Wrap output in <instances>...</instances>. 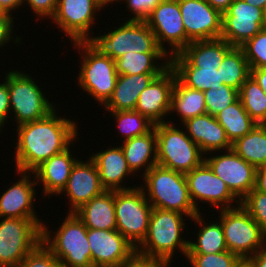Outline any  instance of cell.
Returning <instances> with one entry per match:
<instances>
[{
    "label": "cell",
    "mask_w": 266,
    "mask_h": 267,
    "mask_svg": "<svg viewBox=\"0 0 266 267\" xmlns=\"http://www.w3.org/2000/svg\"><path fill=\"white\" fill-rule=\"evenodd\" d=\"M56 110L45 118L16 126V170L33 172L47 159L66 150L78 139L75 121L57 116Z\"/></svg>",
    "instance_id": "1"
},
{
    "label": "cell",
    "mask_w": 266,
    "mask_h": 267,
    "mask_svg": "<svg viewBox=\"0 0 266 267\" xmlns=\"http://www.w3.org/2000/svg\"><path fill=\"white\" fill-rule=\"evenodd\" d=\"M186 215L170 210L152 208L148 233L143 242L136 248V253L159 260L170 266L174 252L179 250L185 257L188 242L182 238L185 230Z\"/></svg>",
    "instance_id": "2"
},
{
    "label": "cell",
    "mask_w": 266,
    "mask_h": 267,
    "mask_svg": "<svg viewBox=\"0 0 266 267\" xmlns=\"http://www.w3.org/2000/svg\"><path fill=\"white\" fill-rule=\"evenodd\" d=\"M141 177L144 186L139 187L153 208L176 211L190 219L199 213L190 198L185 174L155 165Z\"/></svg>",
    "instance_id": "3"
},
{
    "label": "cell",
    "mask_w": 266,
    "mask_h": 267,
    "mask_svg": "<svg viewBox=\"0 0 266 267\" xmlns=\"http://www.w3.org/2000/svg\"><path fill=\"white\" fill-rule=\"evenodd\" d=\"M63 220L56 232L48 231V227L42 225V243L65 267H94L87 227L75 213H69Z\"/></svg>",
    "instance_id": "4"
},
{
    "label": "cell",
    "mask_w": 266,
    "mask_h": 267,
    "mask_svg": "<svg viewBox=\"0 0 266 267\" xmlns=\"http://www.w3.org/2000/svg\"><path fill=\"white\" fill-rule=\"evenodd\" d=\"M87 42L101 55L113 60L128 52L166 53L158 46L153 31L145 21L126 20L119 28L92 36Z\"/></svg>",
    "instance_id": "5"
},
{
    "label": "cell",
    "mask_w": 266,
    "mask_h": 267,
    "mask_svg": "<svg viewBox=\"0 0 266 267\" xmlns=\"http://www.w3.org/2000/svg\"><path fill=\"white\" fill-rule=\"evenodd\" d=\"M157 165L186 174L204 162L199 146L172 121L155 125Z\"/></svg>",
    "instance_id": "6"
},
{
    "label": "cell",
    "mask_w": 266,
    "mask_h": 267,
    "mask_svg": "<svg viewBox=\"0 0 266 267\" xmlns=\"http://www.w3.org/2000/svg\"><path fill=\"white\" fill-rule=\"evenodd\" d=\"M73 43L75 49L82 52L77 85L103 106L111 97L118 79L115 60L101 55L87 41Z\"/></svg>",
    "instance_id": "7"
},
{
    "label": "cell",
    "mask_w": 266,
    "mask_h": 267,
    "mask_svg": "<svg viewBox=\"0 0 266 267\" xmlns=\"http://www.w3.org/2000/svg\"><path fill=\"white\" fill-rule=\"evenodd\" d=\"M33 79L20 70L7 73L10 112L14 113L17 126L45 118L56 109Z\"/></svg>",
    "instance_id": "8"
},
{
    "label": "cell",
    "mask_w": 266,
    "mask_h": 267,
    "mask_svg": "<svg viewBox=\"0 0 266 267\" xmlns=\"http://www.w3.org/2000/svg\"><path fill=\"white\" fill-rule=\"evenodd\" d=\"M0 267H17L42 240V220L0 218Z\"/></svg>",
    "instance_id": "9"
},
{
    "label": "cell",
    "mask_w": 266,
    "mask_h": 267,
    "mask_svg": "<svg viewBox=\"0 0 266 267\" xmlns=\"http://www.w3.org/2000/svg\"><path fill=\"white\" fill-rule=\"evenodd\" d=\"M152 208L139 186L115 191L116 230L135 248L146 238Z\"/></svg>",
    "instance_id": "10"
},
{
    "label": "cell",
    "mask_w": 266,
    "mask_h": 267,
    "mask_svg": "<svg viewBox=\"0 0 266 267\" xmlns=\"http://www.w3.org/2000/svg\"><path fill=\"white\" fill-rule=\"evenodd\" d=\"M219 213L228 251L240 258H249L266 247V236L259 224L241 205L221 209Z\"/></svg>",
    "instance_id": "11"
},
{
    "label": "cell",
    "mask_w": 266,
    "mask_h": 267,
    "mask_svg": "<svg viewBox=\"0 0 266 267\" xmlns=\"http://www.w3.org/2000/svg\"><path fill=\"white\" fill-rule=\"evenodd\" d=\"M106 6L101 0H57V9L51 19L72 42L87 41L96 24L97 11Z\"/></svg>",
    "instance_id": "12"
},
{
    "label": "cell",
    "mask_w": 266,
    "mask_h": 267,
    "mask_svg": "<svg viewBox=\"0 0 266 267\" xmlns=\"http://www.w3.org/2000/svg\"><path fill=\"white\" fill-rule=\"evenodd\" d=\"M185 176L190 198L199 213V201L210 203L217 210L231 209L241 205V201L230 191L226 183L216 176L205 162L186 173ZM232 202H237V204L234 205Z\"/></svg>",
    "instance_id": "13"
},
{
    "label": "cell",
    "mask_w": 266,
    "mask_h": 267,
    "mask_svg": "<svg viewBox=\"0 0 266 267\" xmlns=\"http://www.w3.org/2000/svg\"><path fill=\"white\" fill-rule=\"evenodd\" d=\"M145 22L153 31L158 46L170 57L186 47V32L179 0H162ZM166 42L172 50H166Z\"/></svg>",
    "instance_id": "14"
},
{
    "label": "cell",
    "mask_w": 266,
    "mask_h": 267,
    "mask_svg": "<svg viewBox=\"0 0 266 267\" xmlns=\"http://www.w3.org/2000/svg\"><path fill=\"white\" fill-rule=\"evenodd\" d=\"M264 28L262 8L244 0H234L222 13L221 37L233 47H241Z\"/></svg>",
    "instance_id": "15"
},
{
    "label": "cell",
    "mask_w": 266,
    "mask_h": 267,
    "mask_svg": "<svg viewBox=\"0 0 266 267\" xmlns=\"http://www.w3.org/2000/svg\"><path fill=\"white\" fill-rule=\"evenodd\" d=\"M223 153L216 155L212 153L213 156L210 158L205 155L204 162L241 201L255 188L256 168L242 159L233 149Z\"/></svg>",
    "instance_id": "16"
},
{
    "label": "cell",
    "mask_w": 266,
    "mask_h": 267,
    "mask_svg": "<svg viewBox=\"0 0 266 267\" xmlns=\"http://www.w3.org/2000/svg\"><path fill=\"white\" fill-rule=\"evenodd\" d=\"M186 32V47L194 41L221 37L222 13L206 0H179Z\"/></svg>",
    "instance_id": "17"
},
{
    "label": "cell",
    "mask_w": 266,
    "mask_h": 267,
    "mask_svg": "<svg viewBox=\"0 0 266 267\" xmlns=\"http://www.w3.org/2000/svg\"><path fill=\"white\" fill-rule=\"evenodd\" d=\"M87 239L94 267H119L136 252L117 230L87 228Z\"/></svg>",
    "instance_id": "18"
},
{
    "label": "cell",
    "mask_w": 266,
    "mask_h": 267,
    "mask_svg": "<svg viewBox=\"0 0 266 267\" xmlns=\"http://www.w3.org/2000/svg\"><path fill=\"white\" fill-rule=\"evenodd\" d=\"M177 76L169 67L156 77L139 95L135 111L147 117L152 123H165L170 114L171 96Z\"/></svg>",
    "instance_id": "19"
},
{
    "label": "cell",
    "mask_w": 266,
    "mask_h": 267,
    "mask_svg": "<svg viewBox=\"0 0 266 267\" xmlns=\"http://www.w3.org/2000/svg\"><path fill=\"white\" fill-rule=\"evenodd\" d=\"M104 191L105 189L102 187L97 166L89 157L86 162L82 160L76 162L65 188L59 195L62 193L67 195L71 207L68 213H74L83 204Z\"/></svg>",
    "instance_id": "20"
},
{
    "label": "cell",
    "mask_w": 266,
    "mask_h": 267,
    "mask_svg": "<svg viewBox=\"0 0 266 267\" xmlns=\"http://www.w3.org/2000/svg\"><path fill=\"white\" fill-rule=\"evenodd\" d=\"M233 48L222 38L191 42L170 57L171 68H217Z\"/></svg>",
    "instance_id": "21"
},
{
    "label": "cell",
    "mask_w": 266,
    "mask_h": 267,
    "mask_svg": "<svg viewBox=\"0 0 266 267\" xmlns=\"http://www.w3.org/2000/svg\"><path fill=\"white\" fill-rule=\"evenodd\" d=\"M16 172L21 174L22 178L9 186L0 196V218L39 219L33 206L34 199H37L35 198L36 179L30 180L32 172L18 170Z\"/></svg>",
    "instance_id": "22"
},
{
    "label": "cell",
    "mask_w": 266,
    "mask_h": 267,
    "mask_svg": "<svg viewBox=\"0 0 266 267\" xmlns=\"http://www.w3.org/2000/svg\"><path fill=\"white\" fill-rule=\"evenodd\" d=\"M186 134L196 143L204 155L232 149L224 128L215 116L204 114L183 122Z\"/></svg>",
    "instance_id": "23"
},
{
    "label": "cell",
    "mask_w": 266,
    "mask_h": 267,
    "mask_svg": "<svg viewBox=\"0 0 266 267\" xmlns=\"http://www.w3.org/2000/svg\"><path fill=\"white\" fill-rule=\"evenodd\" d=\"M70 148L69 146L66 150L47 159L32 172L37 179L36 183L43 185V195H48V198L49 195L59 196L67 184L73 166L78 161L74 156L72 157Z\"/></svg>",
    "instance_id": "24"
},
{
    "label": "cell",
    "mask_w": 266,
    "mask_h": 267,
    "mask_svg": "<svg viewBox=\"0 0 266 267\" xmlns=\"http://www.w3.org/2000/svg\"><path fill=\"white\" fill-rule=\"evenodd\" d=\"M89 157L95 162L102 187L106 191L128 190L137 187H125L122 183L127 176L133 175V173L128 167L120 145L105 151L101 150Z\"/></svg>",
    "instance_id": "25"
},
{
    "label": "cell",
    "mask_w": 266,
    "mask_h": 267,
    "mask_svg": "<svg viewBox=\"0 0 266 267\" xmlns=\"http://www.w3.org/2000/svg\"><path fill=\"white\" fill-rule=\"evenodd\" d=\"M161 74L118 75L114 91L103 107L108 113L135 110L140 93Z\"/></svg>",
    "instance_id": "26"
},
{
    "label": "cell",
    "mask_w": 266,
    "mask_h": 267,
    "mask_svg": "<svg viewBox=\"0 0 266 267\" xmlns=\"http://www.w3.org/2000/svg\"><path fill=\"white\" fill-rule=\"evenodd\" d=\"M90 229L116 230L115 191H104L74 212Z\"/></svg>",
    "instance_id": "27"
},
{
    "label": "cell",
    "mask_w": 266,
    "mask_h": 267,
    "mask_svg": "<svg viewBox=\"0 0 266 267\" xmlns=\"http://www.w3.org/2000/svg\"><path fill=\"white\" fill-rule=\"evenodd\" d=\"M128 167L135 175L144 168L145 175L153 166L157 165V134L154 128L147 134L121 141Z\"/></svg>",
    "instance_id": "28"
},
{
    "label": "cell",
    "mask_w": 266,
    "mask_h": 267,
    "mask_svg": "<svg viewBox=\"0 0 266 267\" xmlns=\"http://www.w3.org/2000/svg\"><path fill=\"white\" fill-rule=\"evenodd\" d=\"M192 220L195 224H199L201 228L199 227L197 237H195L197 238L196 242L195 240L188 242L187 254H212L228 251L220 221L204 223L201 212L195 215Z\"/></svg>",
    "instance_id": "29"
},
{
    "label": "cell",
    "mask_w": 266,
    "mask_h": 267,
    "mask_svg": "<svg viewBox=\"0 0 266 267\" xmlns=\"http://www.w3.org/2000/svg\"><path fill=\"white\" fill-rule=\"evenodd\" d=\"M168 57L170 58L167 53L128 52L115 59L116 72L118 75L163 73L170 67V59ZM161 59L164 60L162 63L159 62L162 61ZM155 62L159 63L156 64Z\"/></svg>",
    "instance_id": "30"
},
{
    "label": "cell",
    "mask_w": 266,
    "mask_h": 267,
    "mask_svg": "<svg viewBox=\"0 0 266 267\" xmlns=\"http://www.w3.org/2000/svg\"><path fill=\"white\" fill-rule=\"evenodd\" d=\"M176 112L180 122L196 116L207 114L205 106L204 92L185 86L178 78L175 80L170 113Z\"/></svg>",
    "instance_id": "31"
},
{
    "label": "cell",
    "mask_w": 266,
    "mask_h": 267,
    "mask_svg": "<svg viewBox=\"0 0 266 267\" xmlns=\"http://www.w3.org/2000/svg\"><path fill=\"white\" fill-rule=\"evenodd\" d=\"M232 149L255 168L266 166V124H257L232 143Z\"/></svg>",
    "instance_id": "32"
},
{
    "label": "cell",
    "mask_w": 266,
    "mask_h": 267,
    "mask_svg": "<svg viewBox=\"0 0 266 267\" xmlns=\"http://www.w3.org/2000/svg\"><path fill=\"white\" fill-rule=\"evenodd\" d=\"M215 117L224 128L231 144L248 134L257 125L244 109L240 99L220 111Z\"/></svg>",
    "instance_id": "33"
},
{
    "label": "cell",
    "mask_w": 266,
    "mask_h": 267,
    "mask_svg": "<svg viewBox=\"0 0 266 267\" xmlns=\"http://www.w3.org/2000/svg\"><path fill=\"white\" fill-rule=\"evenodd\" d=\"M223 84L240 90L250 76V67L241 47H233L218 67Z\"/></svg>",
    "instance_id": "34"
},
{
    "label": "cell",
    "mask_w": 266,
    "mask_h": 267,
    "mask_svg": "<svg viewBox=\"0 0 266 267\" xmlns=\"http://www.w3.org/2000/svg\"><path fill=\"white\" fill-rule=\"evenodd\" d=\"M239 99L257 124H266V94L251 75L241 85Z\"/></svg>",
    "instance_id": "35"
},
{
    "label": "cell",
    "mask_w": 266,
    "mask_h": 267,
    "mask_svg": "<svg viewBox=\"0 0 266 267\" xmlns=\"http://www.w3.org/2000/svg\"><path fill=\"white\" fill-rule=\"evenodd\" d=\"M177 78L187 87L199 91L217 90L223 84L217 68H172Z\"/></svg>",
    "instance_id": "36"
},
{
    "label": "cell",
    "mask_w": 266,
    "mask_h": 267,
    "mask_svg": "<svg viewBox=\"0 0 266 267\" xmlns=\"http://www.w3.org/2000/svg\"><path fill=\"white\" fill-rule=\"evenodd\" d=\"M110 114L115 117V122L118 124L116 126L124 140L147 134L155 126L147 117L135 110L110 112Z\"/></svg>",
    "instance_id": "37"
},
{
    "label": "cell",
    "mask_w": 266,
    "mask_h": 267,
    "mask_svg": "<svg viewBox=\"0 0 266 267\" xmlns=\"http://www.w3.org/2000/svg\"><path fill=\"white\" fill-rule=\"evenodd\" d=\"M239 99V90L222 84L219 89L204 91L205 106L207 114L216 116L220 111Z\"/></svg>",
    "instance_id": "38"
},
{
    "label": "cell",
    "mask_w": 266,
    "mask_h": 267,
    "mask_svg": "<svg viewBox=\"0 0 266 267\" xmlns=\"http://www.w3.org/2000/svg\"><path fill=\"white\" fill-rule=\"evenodd\" d=\"M250 69L266 67V28L241 46Z\"/></svg>",
    "instance_id": "39"
},
{
    "label": "cell",
    "mask_w": 266,
    "mask_h": 267,
    "mask_svg": "<svg viewBox=\"0 0 266 267\" xmlns=\"http://www.w3.org/2000/svg\"><path fill=\"white\" fill-rule=\"evenodd\" d=\"M191 267H234L240 257L230 251L212 254H186Z\"/></svg>",
    "instance_id": "40"
},
{
    "label": "cell",
    "mask_w": 266,
    "mask_h": 267,
    "mask_svg": "<svg viewBox=\"0 0 266 267\" xmlns=\"http://www.w3.org/2000/svg\"><path fill=\"white\" fill-rule=\"evenodd\" d=\"M241 206L259 224L266 236V193L253 188L242 200Z\"/></svg>",
    "instance_id": "41"
},
{
    "label": "cell",
    "mask_w": 266,
    "mask_h": 267,
    "mask_svg": "<svg viewBox=\"0 0 266 267\" xmlns=\"http://www.w3.org/2000/svg\"><path fill=\"white\" fill-rule=\"evenodd\" d=\"M57 264V258L41 241L17 267H55Z\"/></svg>",
    "instance_id": "42"
},
{
    "label": "cell",
    "mask_w": 266,
    "mask_h": 267,
    "mask_svg": "<svg viewBox=\"0 0 266 267\" xmlns=\"http://www.w3.org/2000/svg\"><path fill=\"white\" fill-rule=\"evenodd\" d=\"M123 0H116L120 2ZM133 17L129 20L145 21L162 0H124Z\"/></svg>",
    "instance_id": "43"
},
{
    "label": "cell",
    "mask_w": 266,
    "mask_h": 267,
    "mask_svg": "<svg viewBox=\"0 0 266 267\" xmlns=\"http://www.w3.org/2000/svg\"><path fill=\"white\" fill-rule=\"evenodd\" d=\"M23 3H27L36 16L45 19H51L57 9V0H23Z\"/></svg>",
    "instance_id": "44"
},
{
    "label": "cell",
    "mask_w": 266,
    "mask_h": 267,
    "mask_svg": "<svg viewBox=\"0 0 266 267\" xmlns=\"http://www.w3.org/2000/svg\"><path fill=\"white\" fill-rule=\"evenodd\" d=\"M15 17H12V14H8V13H4L0 15V48L4 47L5 44L7 45V43L11 42V40L13 39V43L15 42V44H19L21 42L22 37L16 36V38L14 39L13 30H14V19Z\"/></svg>",
    "instance_id": "45"
},
{
    "label": "cell",
    "mask_w": 266,
    "mask_h": 267,
    "mask_svg": "<svg viewBox=\"0 0 266 267\" xmlns=\"http://www.w3.org/2000/svg\"><path fill=\"white\" fill-rule=\"evenodd\" d=\"M4 80L2 84L0 83V131L4 128L5 123H7L9 115H11L7 74Z\"/></svg>",
    "instance_id": "46"
},
{
    "label": "cell",
    "mask_w": 266,
    "mask_h": 267,
    "mask_svg": "<svg viewBox=\"0 0 266 267\" xmlns=\"http://www.w3.org/2000/svg\"><path fill=\"white\" fill-rule=\"evenodd\" d=\"M119 267H167L159 260L142 256L134 253L128 260L124 261Z\"/></svg>",
    "instance_id": "47"
},
{
    "label": "cell",
    "mask_w": 266,
    "mask_h": 267,
    "mask_svg": "<svg viewBox=\"0 0 266 267\" xmlns=\"http://www.w3.org/2000/svg\"><path fill=\"white\" fill-rule=\"evenodd\" d=\"M255 189L266 193V166L256 168Z\"/></svg>",
    "instance_id": "48"
},
{
    "label": "cell",
    "mask_w": 266,
    "mask_h": 267,
    "mask_svg": "<svg viewBox=\"0 0 266 267\" xmlns=\"http://www.w3.org/2000/svg\"><path fill=\"white\" fill-rule=\"evenodd\" d=\"M250 75L255 79V81L259 84V86L266 94V67L250 69Z\"/></svg>",
    "instance_id": "49"
},
{
    "label": "cell",
    "mask_w": 266,
    "mask_h": 267,
    "mask_svg": "<svg viewBox=\"0 0 266 267\" xmlns=\"http://www.w3.org/2000/svg\"><path fill=\"white\" fill-rule=\"evenodd\" d=\"M22 5L23 0H0L1 9L8 14H11L12 10L15 12V10L22 7Z\"/></svg>",
    "instance_id": "50"
},
{
    "label": "cell",
    "mask_w": 266,
    "mask_h": 267,
    "mask_svg": "<svg viewBox=\"0 0 266 267\" xmlns=\"http://www.w3.org/2000/svg\"><path fill=\"white\" fill-rule=\"evenodd\" d=\"M250 258L252 260V267H266V247Z\"/></svg>",
    "instance_id": "51"
},
{
    "label": "cell",
    "mask_w": 266,
    "mask_h": 267,
    "mask_svg": "<svg viewBox=\"0 0 266 267\" xmlns=\"http://www.w3.org/2000/svg\"><path fill=\"white\" fill-rule=\"evenodd\" d=\"M214 9L225 12L234 0H206Z\"/></svg>",
    "instance_id": "52"
},
{
    "label": "cell",
    "mask_w": 266,
    "mask_h": 267,
    "mask_svg": "<svg viewBox=\"0 0 266 267\" xmlns=\"http://www.w3.org/2000/svg\"><path fill=\"white\" fill-rule=\"evenodd\" d=\"M234 267H252L251 258H240Z\"/></svg>",
    "instance_id": "53"
},
{
    "label": "cell",
    "mask_w": 266,
    "mask_h": 267,
    "mask_svg": "<svg viewBox=\"0 0 266 267\" xmlns=\"http://www.w3.org/2000/svg\"><path fill=\"white\" fill-rule=\"evenodd\" d=\"M244 1L250 5H254V6H256L258 8H262V9H263L265 2H266V0H244Z\"/></svg>",
    "instance_id": "54"
},
{
    "label": "cell",
    "mask_w": 266,
    "mask_h": 267,
    "mask_svg": "<svg viewBox=\"0 0 266 267\" xmlns=\"http://www.w3.org/2000/svg\"><path fill=\"white\" fill-rule=\"evenodd\" d=\"M262 12H263L264 28H266V2H265V5L262 9Z\"/></svg>",
    "instance_id": "55"
},
{
    "label": "cell",
    "mask_w": 266,
    "mask_h": 267,
    "mask_svg": "<svg viewBox=\"0 0 266 267\" xmlns=\"http://www.w3.org/2000/svg\"><path fill=\"white\" fill-rule=\"evenodd\" d=\"M104 4L109 5V4H113V2H115L116 0H101Z\"/></svg>",
    "instance_id": "56"
},
{
    "label": "cell",
    "mask_w": 266,
    "mask_h": 267,
    "mask_svg": "<svg viewBox=\"0 0 266 267\" xmlns=\"http://www.w3.org/2000/svg\"><path fill=\"white\" fill-rule=\"evenodd\" d=\"M55 267H65V266L58 263Z\"/></svg>",
    "instance_id": "57"
},
{
    "label": "cell",
    "mask_w": 266,
    "mask_h": 267,
    "mask_svg": "<svg viewBox=\"0 0 266 267\" xmlns=\"http://www.w3.org/2000/svg\"><path fill=\"white\" fill-rule=\"evenodd\" d=\"M5 12L1 9V7H0V15L1 14H4Z\"/></svg>",
    "instance_id": "58"
}]
</instances>
